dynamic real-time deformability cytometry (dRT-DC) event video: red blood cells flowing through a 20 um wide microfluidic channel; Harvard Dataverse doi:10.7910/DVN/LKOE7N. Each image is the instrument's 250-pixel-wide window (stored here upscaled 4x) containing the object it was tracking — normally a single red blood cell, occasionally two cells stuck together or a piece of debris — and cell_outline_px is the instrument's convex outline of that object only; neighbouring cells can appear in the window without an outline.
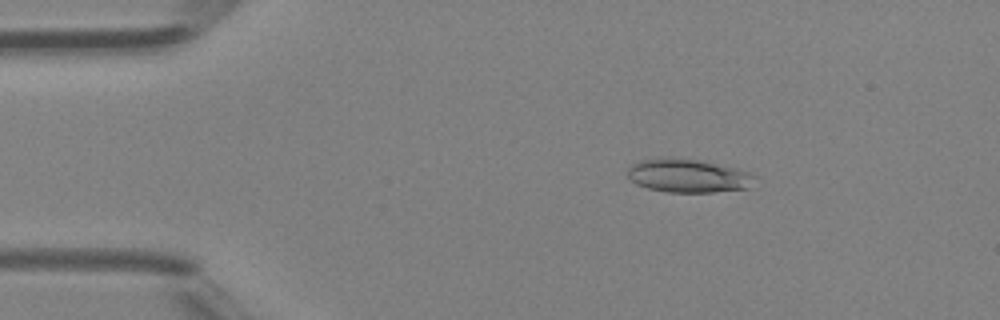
{"species": "Egyptian fruit bat (a non-hibernating species)", "species_latin": "Rousettus aegyptiacus", "temperature_condition": "room temperature", "stored_images_in_passage": 12, "camera_frame_rate_fps": 3000, "um_per_image_px": 0.085, "animal": {"sex": "female"}, "frame": {"image": 1, "passage_image": 8, "time_ms": 2.333, "image_size_px": [1000, 320], "cell_outline_px": [[756, 176], [748, 188], [712, 192], [668, 192], [648, 188], [636, 184], [628, 176], [628, 168], [632, 164], [640, 160], [660, 156], [672, 156], [696, 160], [736, 168], [748, 172]], "centroid_in_image_um": [58.43, 14.92], "position_along_channel_um": 26.6, "area_um2": 24.85}}